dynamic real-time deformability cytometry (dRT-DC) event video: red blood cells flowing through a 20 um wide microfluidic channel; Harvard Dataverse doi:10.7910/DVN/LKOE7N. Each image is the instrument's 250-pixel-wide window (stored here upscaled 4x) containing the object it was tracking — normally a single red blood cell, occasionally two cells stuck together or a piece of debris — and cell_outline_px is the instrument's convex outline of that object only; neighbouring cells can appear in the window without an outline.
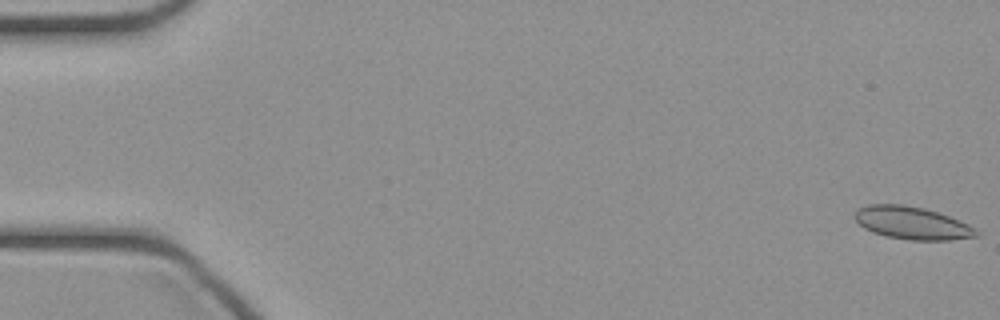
{"species": "common noctule bat (a hibernating species)", "species_latin": "Nyctalus noctula", "temperature_condition": "cold", "stored_images_in_passage": 48, "camera_frame_rate_fps": 3000, "um_per_image_px": 0.085, "animal": {"sex": "female", "body_mass_g": 21.9}, "frame": {"image": 1, "passage_image": 1, "time_ms": 0.0, "image_size_px": [1000, 320], "cell_outline_px": [[980, 236], [948, 240], [908, 240], [888, 236], [872, 232], [864, 228], [856, 220], [856, 208], [868, 204], [900, 204], [924, 208], [948, 216], [968, 224], [980, 232]], "centroid_in_image_um": [77.53, 18.96], "position_along_channel_um": 7.5, "area_um2": 23.0}}
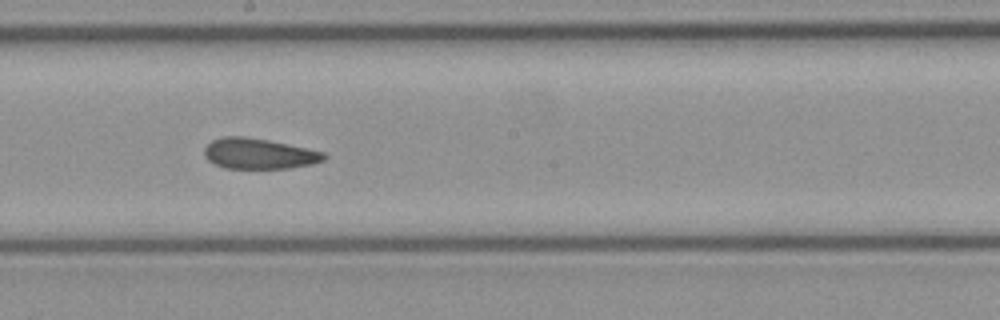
{"frame": {"image": 2, "passage_image": 26, "time_ms": 8.333, "image_size_px": [1000, 320], "cell_outline_px": [[328, 156], [324, 160], [312, 164], [288, 168], [224, 168], [208, 160], [204, 156], [204, 148], [212, 140], [224, 136], [244, 136], [268, 140], [324, 152]], "centroid_in_image_um": [21.99, 13.06], "position_along_channel_um": 226.2, "area_um2": 21.21}}
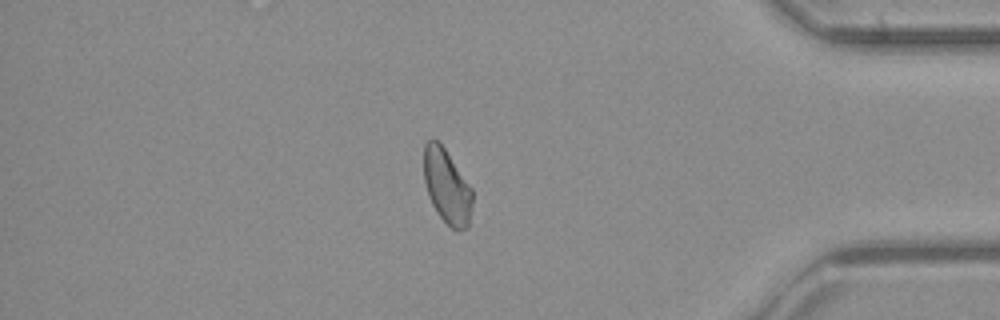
{"frame": {"image": 3, "passage_image": 40, "time_ms": 13.0, "image_size_px": [1000, 320], "cell_outline_px": [[472, 204], [468, 228], [456, 232], [436, 212], [428, 196], [424, 180], [424, 144], [432, 136], [444, 148], [472, 188]], "centroid_in_image_um": [37.98, 15.86], "position_along_channel_um": 397.2, "area_um2": 21.1}}